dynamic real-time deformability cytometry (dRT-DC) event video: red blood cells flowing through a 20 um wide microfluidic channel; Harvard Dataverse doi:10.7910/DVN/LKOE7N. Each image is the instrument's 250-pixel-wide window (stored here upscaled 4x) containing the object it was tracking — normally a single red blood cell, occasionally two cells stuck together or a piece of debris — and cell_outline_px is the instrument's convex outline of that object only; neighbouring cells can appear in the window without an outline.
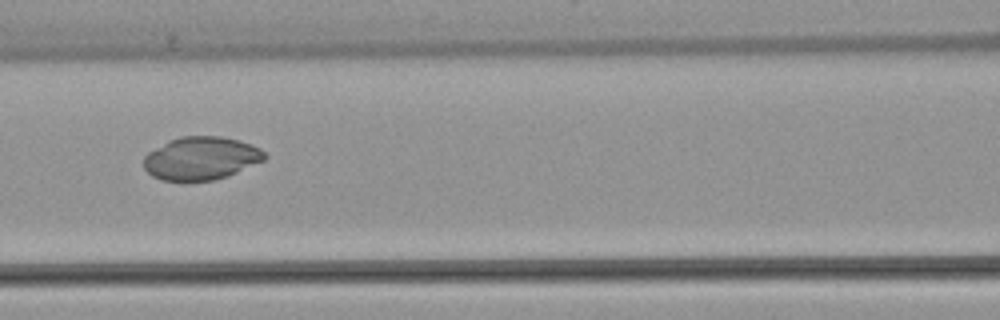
{"species": "common noctule bat (a hibernating species)", "species_latin": "Nyctalus noctula", "temperature_condition": "warm", "stored_images_in_passage": 3, "camera_frame_rate_fps": 3000, "um_per_image_px": 0.085, "animal": {"sex": "female", "body_mass_g": 22.7, "forearm_length_mm": 54.2}, "frame": {"image": 1, "passage_image": 3, "time_ms": 2.333, "image_size_px": [1000, 320], "cell_outline_px": [[268, 156], [264, 160], [228, 176], [212, 180], [184, 184], [160, 180], [152, 176], [144, 168], [144, 156], [148, 152], [168, 140], [180, 136], [220, 136], [240, 140], [260, 148]], "centroid_in_image_um": [17.05, 13.49], "position_along_channel_um": 149.5, "area_um2": 31.1}}